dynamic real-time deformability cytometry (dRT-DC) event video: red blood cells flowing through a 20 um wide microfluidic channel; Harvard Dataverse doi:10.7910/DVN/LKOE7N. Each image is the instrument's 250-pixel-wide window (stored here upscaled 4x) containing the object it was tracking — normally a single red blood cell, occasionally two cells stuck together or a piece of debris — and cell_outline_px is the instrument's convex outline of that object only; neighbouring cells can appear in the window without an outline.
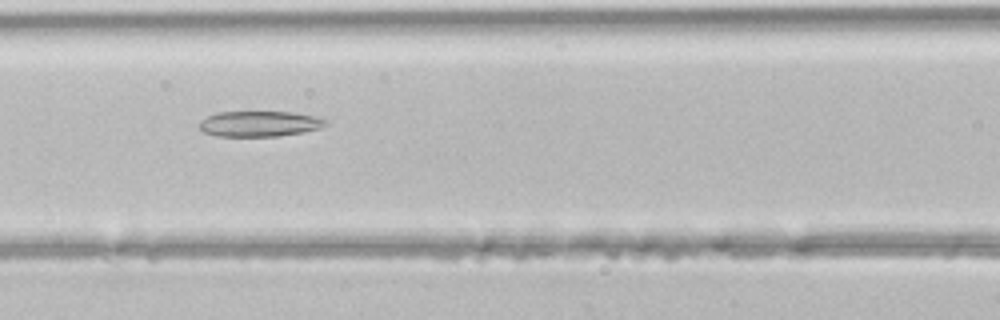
{"species": "common noctule bat (a hibernating species)", "species_latin": "Nyctalus noctula", "temperature_condition": "room temperature", "stored_images_in_passage": 38, "camera_frame_rate_fps": 3000, "um_per_image_px": 0.085, "animal": {"sex": "male", "body_mass_g": 21.5, "forearm_length_mm": 52.0}, "frame": {"image": 1, "passage_image": 13, "time_ms": 4.0, "image_size_px": [1000, 320], "cell_outline_px": [[328, 124], [324, 128], [304, 132], [280, 136], [216, 136], [204, 132], [200, 128], [200, 120], [216, 112], [292, 112], [316, 116], [328, 120]], "centroid_in_image_um": [22.12, 10.52], "position_along_channel_um": 144.5, "area_um2": 19.02}}
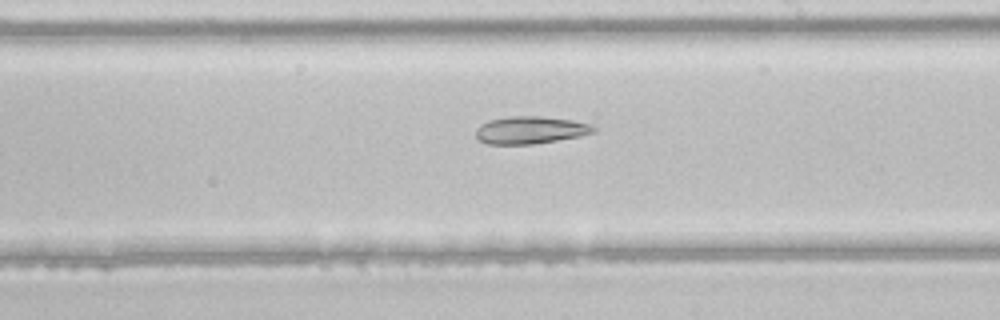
{"frame": {"image": 2, "passage_image": 20, "time_ms": 6.333, "image_size_px": [1000, 320], "cell_outline_px": [[596, 132], [580, 136], [532, 144], [488, 144], [480, 140], [476, 136], [476, 128], [480, 124], [488, 120], [508, 116], [540, 116], [572, 120], [592, 124], [596, 128]], "centroid_in_image_um": [45.08, 11.04], "position_along_channel_um": 243.9, "area_um2": 18.9}}
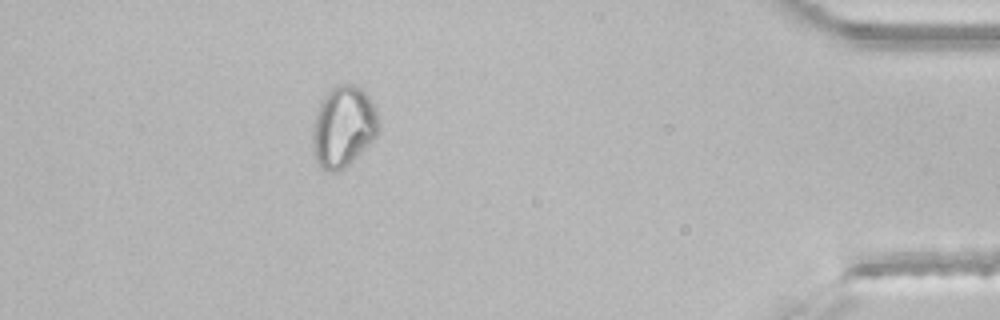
{"frame": {"image": 3, "passage_image": 35, "time_ms": 11.333, "image_size_px": [1000, 320], "cell_outline_px": [[380, 124], [376, 136], [340, 172], [328, 172], [320, 168], [312, 152], [312, 124], [316, 112], [328, 88], [332, 84], [352, 84], [360, 88], [368, 96], [380, 120]], "centroid_in_image_um": [29.14, 10.76], "position_along_channel_um": 406.1, "area_um2": 31.44}}